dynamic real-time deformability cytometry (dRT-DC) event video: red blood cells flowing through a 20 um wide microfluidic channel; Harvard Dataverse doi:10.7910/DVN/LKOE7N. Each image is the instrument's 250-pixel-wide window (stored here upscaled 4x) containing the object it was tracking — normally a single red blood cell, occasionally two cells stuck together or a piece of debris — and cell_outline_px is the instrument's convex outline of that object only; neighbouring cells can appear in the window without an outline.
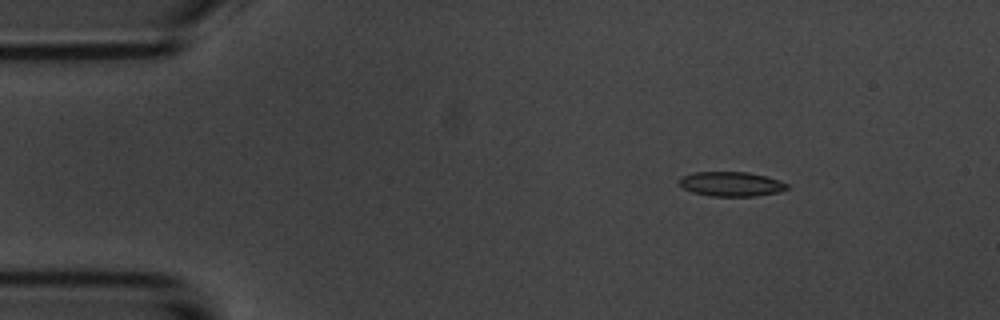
{"species": "common noctule bat (a hibernating species)", "species_latin": "Nyctalus noctula", "temperature_condition": "room temperature", "stored_images_in_passage": 4, "segment_of_instrument_passage": [1, 2], "camera_frame_rate_fps": 3000, "um_per_image_px": 0.085, "animal": {"sex": "male", "body_mass_g": 20.1, "forearm_length_mm": 53.5}, "frame": {"image": 1, "passage_image": 1, "time_ms": 0.0, "image_size_px": [1000, 320], "cell_outline_px": [[788, 188], [780, 192], [756, 196], [712, 196], [692, 192], [684, 188], [680, 184], [680, 176], [692, 172], [748, 172], [780, 180], [788, 184]], "centroid_in_image_um": [62.16, 15.64], "position_along_channel_um": 22.8, "area_um2": 15.43}}